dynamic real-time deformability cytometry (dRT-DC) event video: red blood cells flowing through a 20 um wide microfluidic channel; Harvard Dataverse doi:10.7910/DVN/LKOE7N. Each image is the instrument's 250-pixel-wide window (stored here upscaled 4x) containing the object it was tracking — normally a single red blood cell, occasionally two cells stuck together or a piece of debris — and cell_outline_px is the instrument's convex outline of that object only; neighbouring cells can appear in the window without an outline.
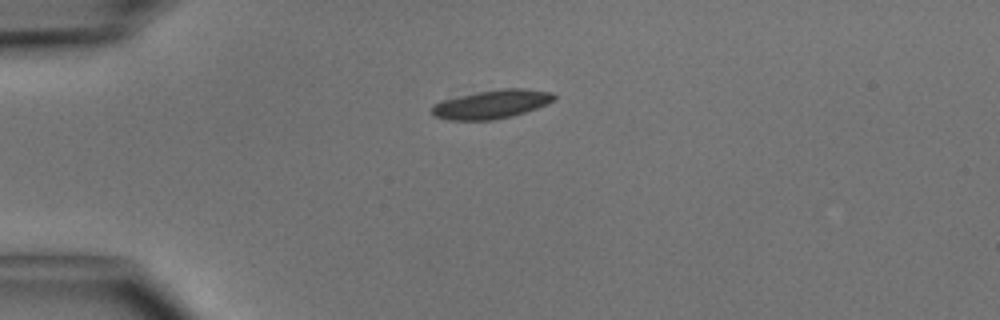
{"species": "common noctule bat (a hibernating species)", "species_latin": "Nyctalus noctula", "temperature_condition": "cold", "stored_images_in_passage": 7, "camera_frame_rate_fps": 3000, "um_per_image_px": 0.085, "animal": {"sex": "male", "body_mass_g": 15.6}, "frame": {"image": 1, "passage_image": 1, "time_ms": 0.0, "image_size_px": [1000, 320], "cell_outline_px": [[556, 100], [548, 104], [512, 116], [492, 120], [448, 120], [432, 116], [432, 104], [440, 100], [500, 88], [524, 88], [552, 92], [556, 96]], "centroid_in_image_um": [41.79, 8.86], "position_along_channel_um": 43.2, "area_um2": 20.52}}